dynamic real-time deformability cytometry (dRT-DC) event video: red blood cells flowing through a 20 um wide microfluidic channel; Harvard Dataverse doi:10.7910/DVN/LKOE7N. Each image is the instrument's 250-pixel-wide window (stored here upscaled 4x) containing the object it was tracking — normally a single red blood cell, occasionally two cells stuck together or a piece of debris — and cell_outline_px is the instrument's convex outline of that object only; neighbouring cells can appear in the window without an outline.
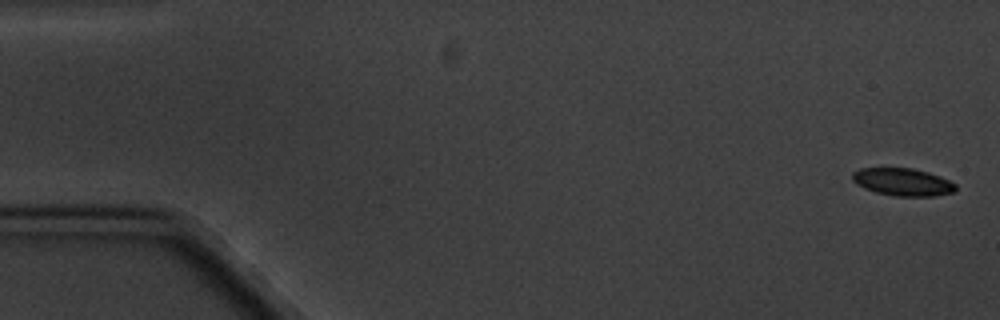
{"species": "common noctule bat (a hibernating species)", "species_latin": "Nyctalus noctula", "temperature_condition": "cold", "stored_images_in_passage": 4, "camera_frame_rate_fps": 3000, "um_per_image_px": 0.085, "animal": {"sex": "male", "body_mass_g": 20.1, "forearm_length_mm": 53.5}, "frame": {"image": 1, "passage_image": 1, "time_ms": 0.0, "image_size_px": [1000, 320], "cell_outline_px": [[956, 192], [936, 196], [892, 196], [876, 192], [864, 188], [856, 184], [852, 180], [852, 172], [860, 168], [912, 168], [928, 172], [940, 176], [956, 184]], "centroid_in_image_um": [76.73, 15.47], "position_along_channel_um": 8.3, "area_um2": 16.76}}